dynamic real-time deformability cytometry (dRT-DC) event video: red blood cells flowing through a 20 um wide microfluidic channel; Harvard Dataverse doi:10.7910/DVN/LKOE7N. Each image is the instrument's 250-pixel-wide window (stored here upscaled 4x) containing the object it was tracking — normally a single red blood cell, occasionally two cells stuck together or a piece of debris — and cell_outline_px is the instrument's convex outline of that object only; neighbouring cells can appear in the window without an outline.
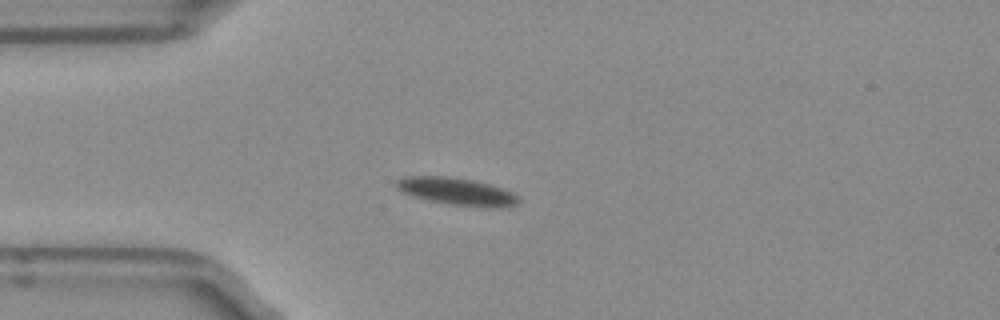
{"species": "Egyptian fruit bat (a non-hibernating species)", "species_latin": "Rousettus aegyptiacus", "temperature_condition": "room temperature", "stored_images_in_passage": 40, "camera_frame_rate_fps": 3000, "um_per_image_px": 0.085, "frame": {"image": 1, "passage_image": 1, "time_ms": 0.0, "image_size_px": [1000, 320], "cell_outline_px": [[520, 200], [516, 204], [492, 208], [452, 204], [428, 200], [404, 192], [396, 188], [396, 180], [404, 176], [448, 176], [472, 180], [488, 184], [512, 192]], "centroid_in_image_um": [38.8, 16.26], "position_along_channel_um": 46.2, "area_um2": 19.02}}
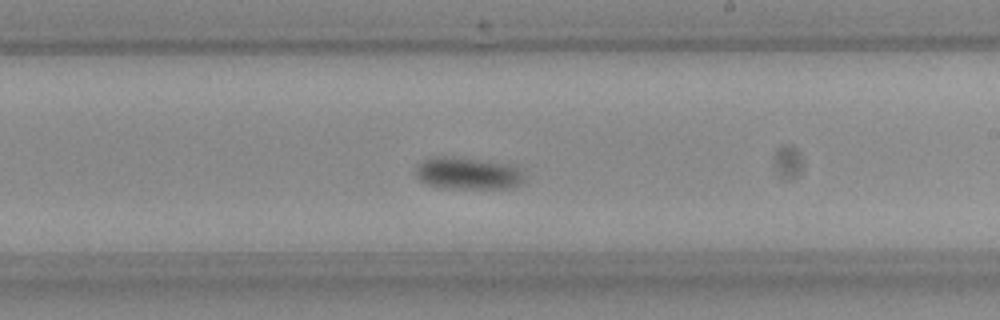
{"frame": {"image": 2, "passage_image": 18, "time_ms": 5.667, "image_size_px": [1000, 320], "cell_outline_px": [[528, 180], [516, 188], [440, 188], [428, 184], [420, 180], [416, 176], [416, 168], [424, 160], [436, 156], [444, 156], [508, 164], [516, 168]], "centroid_in_image_um": [39.8, 14.77], "position_along_channel_um": 249.2, "area_um2": 20.11}}
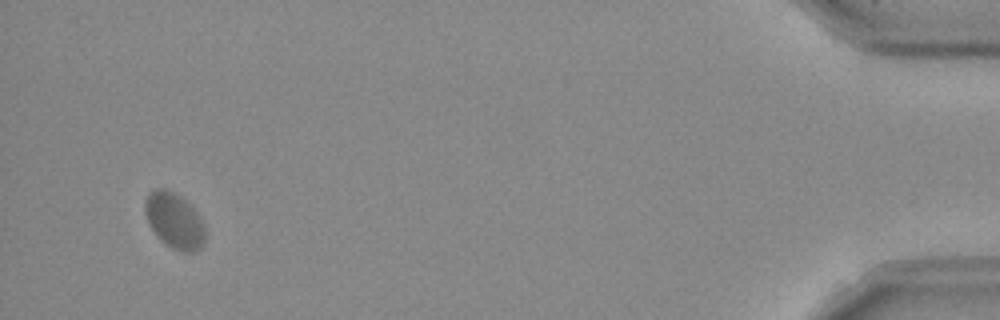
{"frame": {"image": 3, "passage_image": 38, "time_ms": 12.333, "image_size_px": [1000, 320], "cell_outline_px": [[204, 240], [200, 248], [196, 252], [180, 252], [172, 248], [160, 240], [156, 236], [148, 224], [144, 212], [144, 204], [148, 192], [156, 188], [164, 188], [180, 196], [200, 216], [204, 224]], "centroid_in_image_um": [14.79, 18.76], "position_along_channel_um": 420.4, "area_um2": 19.59}, "authors_computed_cell_mechanics": {"area_um2": 19.1896, "velocity_mm_per_s": 3.8355, "shape_relaxation_time_tau1_ms": 2.9374, "shape_relaxation_time_tau2_ms": null, "deformation_change_tau1": 0.1089, "deformation_change_tau2": null}}